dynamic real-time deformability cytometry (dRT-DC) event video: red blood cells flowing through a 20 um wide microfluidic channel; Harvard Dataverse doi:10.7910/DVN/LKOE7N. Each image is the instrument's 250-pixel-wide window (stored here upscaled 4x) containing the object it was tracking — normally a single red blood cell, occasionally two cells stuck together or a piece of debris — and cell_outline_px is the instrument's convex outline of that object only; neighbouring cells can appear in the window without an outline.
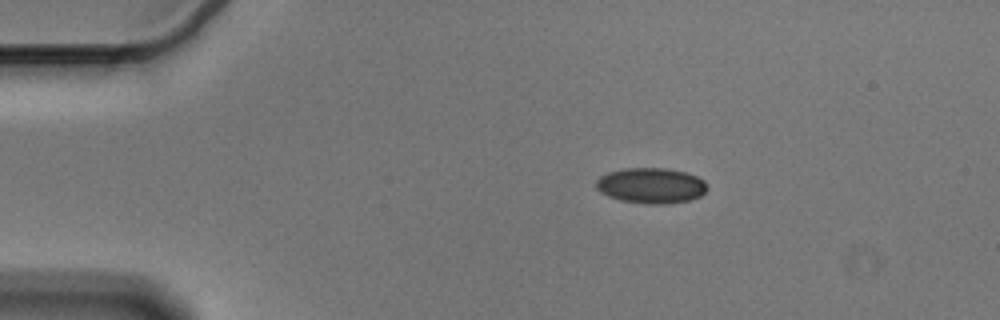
{"species": "Egyptian fruit bat (a non-hibernating species)", "species_latin": "Rousettus aegyptiacus", "temperature_condition": "cold", "stored_images_in_passage": 47, "camera_frame_rate_fps": 3000, "um_per_image_px": 0.085, "animal": {"sex": "male"}, "frame": {"image": 1, "passage_image": 1, "time_ms": 0.0, "image_size_px": [1000, 320], "cell_outline_px": [[708, 188], [700, 196], [688, 200], [668, 204], [648, 204], [620, 200], [608, 196], [600, 192], [596, 188], [596, 180], [600, 176], [608, 172], [624, 168], [668, 168], [684, 172], [696, 176], [704, 180], [708, 184]], "centroid_in_image_um": [55.34, 15.77], "position_along_channel_um": 29.7, "area_um2": 23.12}}
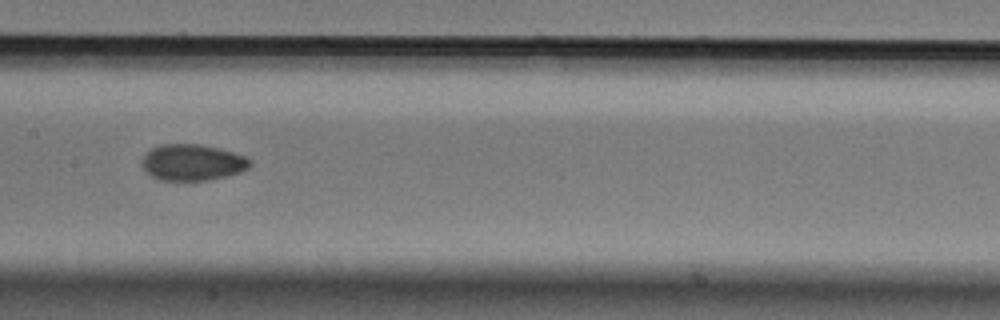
{"frame": {"image": 2, "passage_image": 19, "time_ms": 6.0, "image_size_px": [1000, 320], "cell_outline_px": [[252, 164], [248, 168], [240, 172], [208, 180], [160, 180], [152, 176], [140, 164], [144, 156], [152, 148], [160, 144], [200, 144], [220, 148], [244, 156], [252, 160]], "centroid_in_image_um": [16.36, 13.79], "position_along_channel_um": 191.0, "area_um2": 22.72}}
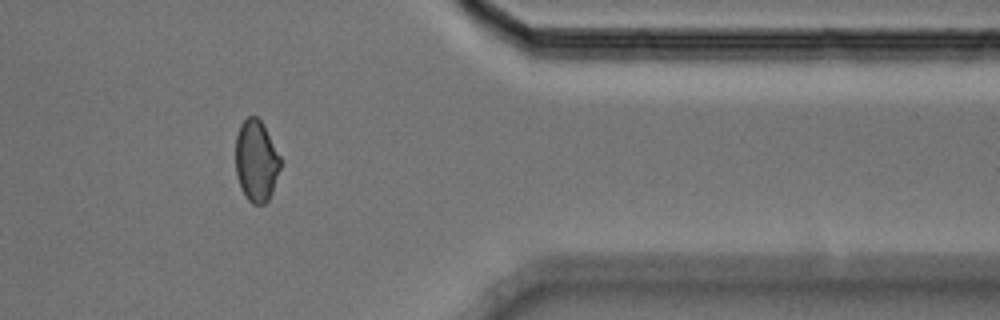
{"frame": {"image": 3, "passage_image": 37, "time_ms": 12.0, "image_size_px": [1000, 320], "cell_outline_px": [[284, 160], [272, 192], [268, 200], [264, 204], [252, 204], [248, 200], [240, 188], [236, 176], [236, 136], [240, 124], [248, 116], [256, 116], [264, 124]], "centroid_in_image_um": [21.82, 13.66], "position_along_channel_um": 389.6, "area_um2": 21.91}, "authors_computed_cell_mechanics": {"area_um2": 22.3108, "velocity_mm_per_s": 3.5916, "shape_relaxation_time_tau1_ms": 4.512, "shape_relaxation_time_tau2_ms": 1.5395, "deformation_change_tau1": 0.0855, "deformation_change_tau2": 0.041}}